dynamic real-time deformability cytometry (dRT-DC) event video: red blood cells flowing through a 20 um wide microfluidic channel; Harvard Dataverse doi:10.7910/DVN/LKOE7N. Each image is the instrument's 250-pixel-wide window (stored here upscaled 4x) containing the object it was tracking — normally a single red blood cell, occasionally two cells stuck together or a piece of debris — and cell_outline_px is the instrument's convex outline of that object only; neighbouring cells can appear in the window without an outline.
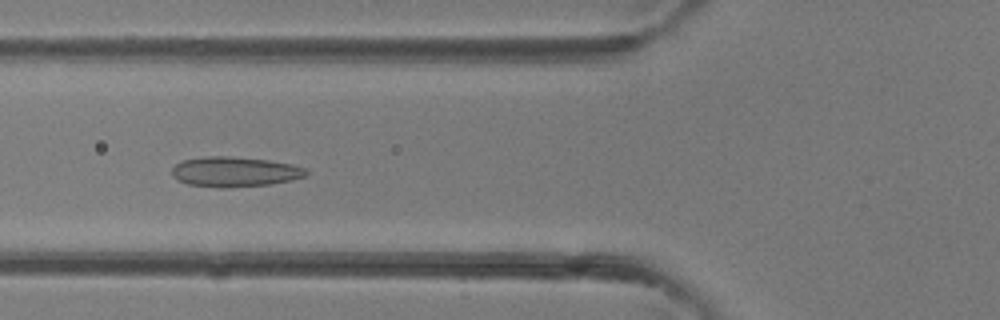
{"species": "common noctule bat (a hibernating species)", "species_latin": "Nyctalus noctula", "temperature_condition": "room temperature", "stored_images_in_passage": 36, "camera_frame_rate_fps": 3000, "um_per_image_px": 0.085, "animal": {"sex": "female"}, "frame": {"image": 1, "passage_image": 15, "time_ms": 4.667, "image_size_px": [1000, 320], "cell_outline_px": [[308, 172], [304, 176], [292, 180], [272, 184], [228, 188], [220, 188], [188, 184], [176, 180], [172, 176], [172, 168], [180, 160], [208, 156], [228, 156], [268, 160], [292, 164], [304, 168]], "centroid_in_image_um": [19.91, 14.61], "position_along_channel_um": 105.9, "area_um2": 23.64}}
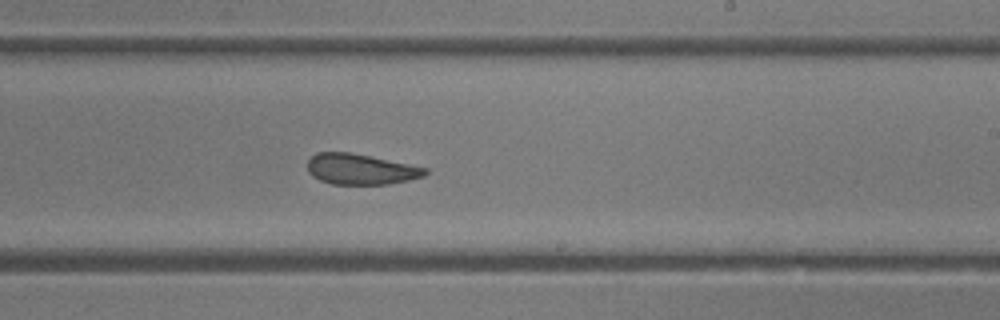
{"frame": {"image": 2, "passage_image": 24, "time_ms": 7.667, "image_size_px": [1000, 320], "cell_outline_px": [[428, 172], [424, 176], [408, 180], [388, 184], [332, 184], [320, 180], [312, 176], [308, 172], [308, 160], [316, 152], [348, 152], [372, 156], [428, 168]], "centroid_in_image_um": [30.65, 14.38], "position_along_channel_um": 258.3, "area_um2": 21.04}}
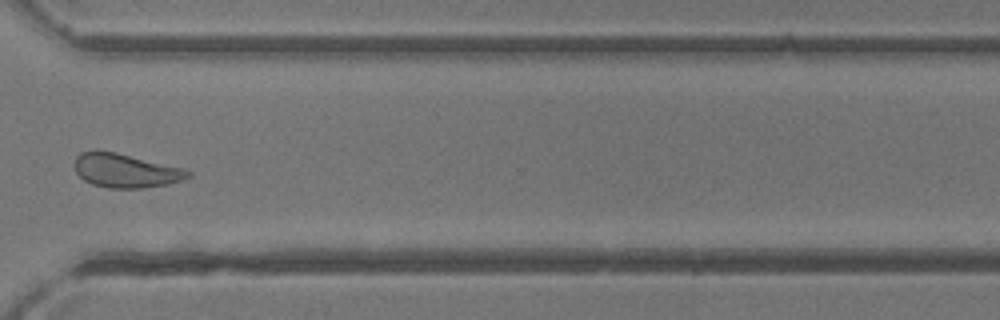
{"frame": {"image": 3, "passage_image": 30, "time_ms": 9.667, "image_size_px": [1000, 320], "cell_outline_px": [[192, 176], [184, 180], [168, 184], [144, 188], [108, 188], [92, 184], [84, 180], [76, 172], [76, 156], [80, 152], [116, 152], [184, 168], [192, 172]], "centroid_in_image_um": [10.75, 14.52], "position_along_channel_um": 359.9, "area_um2": 22.25}}